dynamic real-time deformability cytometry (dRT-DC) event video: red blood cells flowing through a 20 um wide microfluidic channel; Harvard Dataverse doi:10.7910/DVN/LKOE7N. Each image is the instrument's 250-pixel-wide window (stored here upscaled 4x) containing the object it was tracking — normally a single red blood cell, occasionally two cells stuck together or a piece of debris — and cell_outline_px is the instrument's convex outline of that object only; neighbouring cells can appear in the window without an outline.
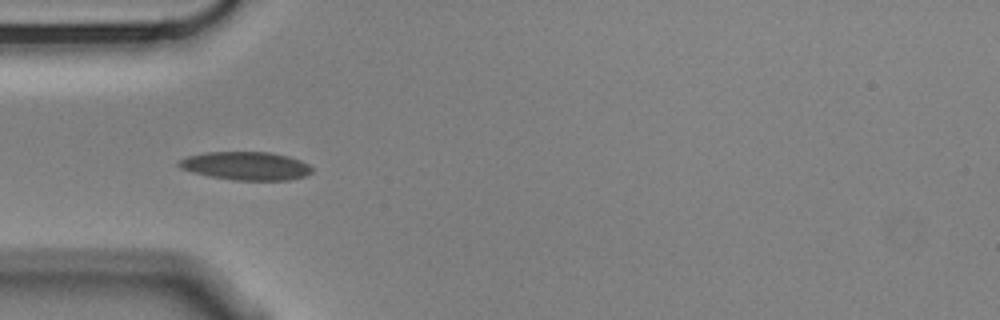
{"species": "Egyptian fruit bat (a non-hibernating species)", "species_latin": "Rousettus aegyptiacus", "temperature_condition": "cold", "stored_images_in_passage": 40, "camera_frame_rate_fps": 3000, "um_per_image_px": 0.085, "animal": {"sex": "male"}, "frame": {"image": 1, "passage_image": 1, "time_ms": 0.0, "image_size_px": [1000, 320], "cell_outline_px": [[312, 172], [304, 176], [288, 180], [236, 180], [212, 176], [192, 172], [180, 168], [176, 164], [176, 160], [188, 156], [204, 152], [272, 152], [288, 156], [300, 160], [308, 164], [312, 168]], "centroid_in_image_um": [20.88, 14.09], "position_along_channel_um": 64.1, "area_um2": 21.96}}
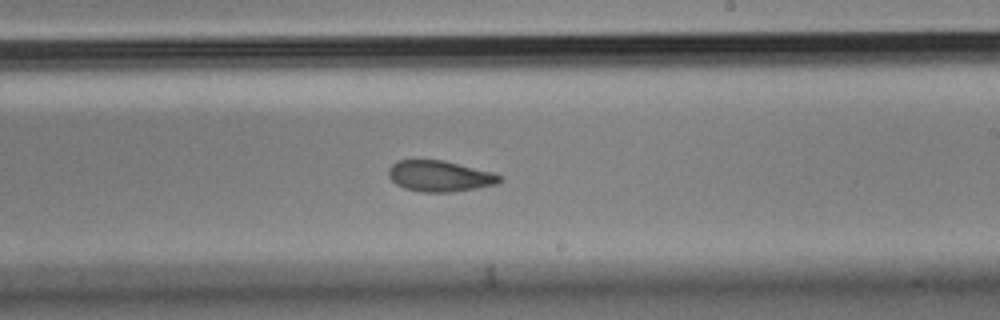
{"frame": {"image": 2, "passage_image": 17, "time_ms": 5.333, "image_size_px": [1000, 320], "cell_outline_px": [[504, 180], [496, 184], [476, 188], [452, 192], [420, 192], [404, 188], [396, 184], [388, 176], [388, 168], [396, 160], [444, 160], [492, 172], [504, 176]], "centroid_in_image_um": [37.38, 14.97], "position_along_channel_um": 251.6, "area_um2": 20.23}}
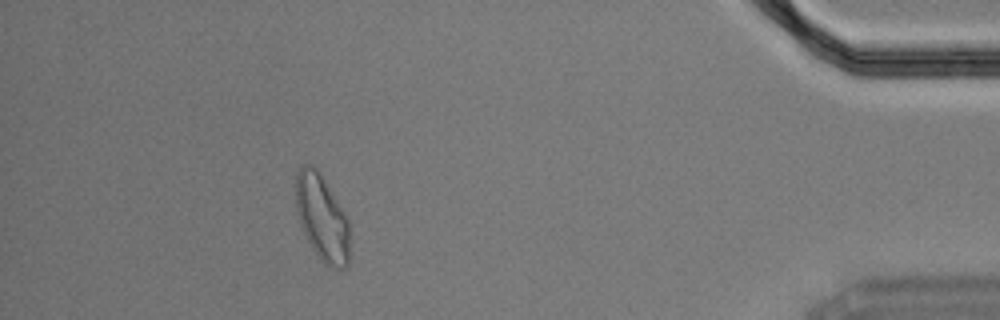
{"frame": {"image": 3, "passage_image": 35, "time_ms": 11.333, "image_size_px": [1000, 320], "cell_outline_px": [[348, 268], [328, 268], [320, 260], [312, 248], [300, 224], [296, 212], [296, 172], [304, 164], [308, 164], [316, 168], [320, 172], [348, 216]], "centroid_in_image_um": [27.37, 18.52], "position_along_channel_um": 407.8, "area_um2": 27.22}, "authors_computed_cell_mechanics": {"area_um2": 20.9236, "velocity_mm_per_s": 3.5163, "shape_relaxation_time_tau1_ms": 9.5056, "shape_relaxation_time_tau2_ms": 2.4817, "deformation_change_tau1": 0.1758, "deformation_change_tau2": 0.0832}}